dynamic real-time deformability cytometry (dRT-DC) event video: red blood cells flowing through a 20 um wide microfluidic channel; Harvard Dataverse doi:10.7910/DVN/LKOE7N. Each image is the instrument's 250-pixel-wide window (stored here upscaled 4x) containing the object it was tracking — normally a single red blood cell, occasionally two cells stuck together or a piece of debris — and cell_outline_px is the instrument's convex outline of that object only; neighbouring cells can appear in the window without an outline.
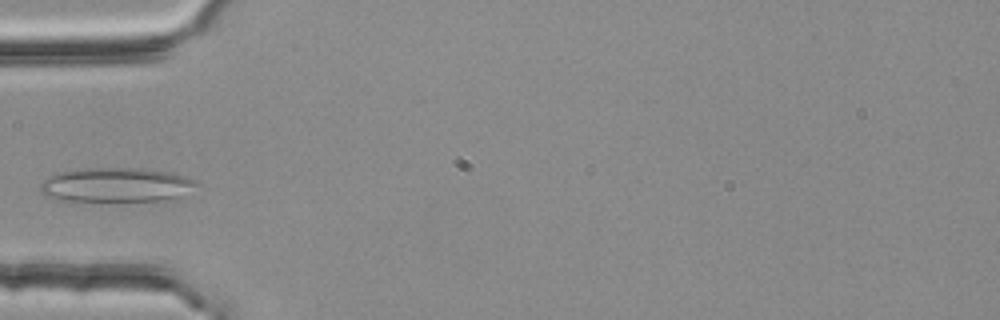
{"species": "common noctule bat (a hibernating species)", "species_latin": "Nyctalus noctula", "temperature_condition": "room temperature", "stored_images_in_passage": 3, "camera_frame_rate_fps": 3000, "um_per_image_px": 0.085, "animal": {"sex": "female", "body_mass_g": 25.1}, "frame": {"image": 1, "passage_image": 3, "time_ms": 0.667, "image_size_px": [1000, 320], "cell_outline_px": [[200, 184], [180, 196], [168, 200], [72, 204], [52, 200], [44, 196], [40, 192], [40, 184], [48, 176], [56, 172], [84, 168], [144, 168], [168, 172], [184, 176]], "centroid_in_image_um": [9.72, 15.78], "position_along_channel_um": 75.3, "area_um2": 32.89}}